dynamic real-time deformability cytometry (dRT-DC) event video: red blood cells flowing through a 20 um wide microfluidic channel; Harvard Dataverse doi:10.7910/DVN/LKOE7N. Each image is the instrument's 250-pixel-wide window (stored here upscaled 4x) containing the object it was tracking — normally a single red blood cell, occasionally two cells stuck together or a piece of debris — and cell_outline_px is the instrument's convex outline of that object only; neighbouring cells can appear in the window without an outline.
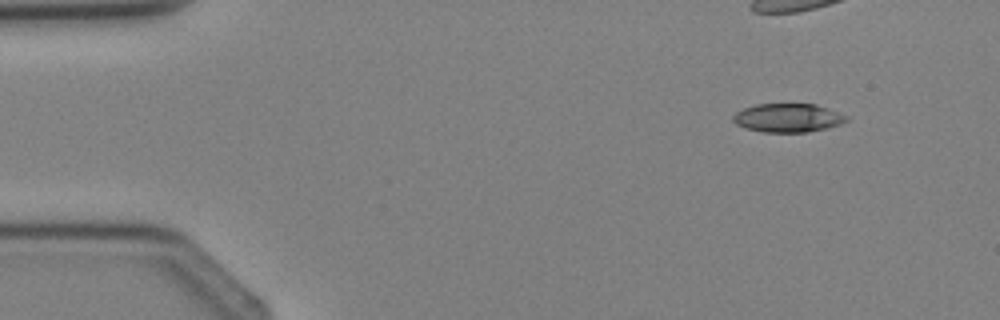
{"species": "Egyptian fruit bat (a non-hibernating species)", "species_latin": "Rousettus aegyptiacus", "temperature_condition": "cold", "stored_images_in_passage": 3, "camera_frame_rate_fps": 3000, "um_per_image_px": 0.085, "animal": {"sex": "female"}, "frame": {"image": 1, "passage_image": 1, "time_ms": 0.0, "image_size_px": [1000, 320], "cell_outline_px": [[848, 120], [840, 124], [828, 128], [808, 132], [764, 132], [744, 128], [736, 124], [732, 120], [732, 116], [736, 112], [744, 108], [756, 104], [816, 104], [828, 108], [848, 116]], "centroid_in_image_um": [66.97, 10.02], "position_along_channel_um": 18.0, "area_um2": 19.02}}